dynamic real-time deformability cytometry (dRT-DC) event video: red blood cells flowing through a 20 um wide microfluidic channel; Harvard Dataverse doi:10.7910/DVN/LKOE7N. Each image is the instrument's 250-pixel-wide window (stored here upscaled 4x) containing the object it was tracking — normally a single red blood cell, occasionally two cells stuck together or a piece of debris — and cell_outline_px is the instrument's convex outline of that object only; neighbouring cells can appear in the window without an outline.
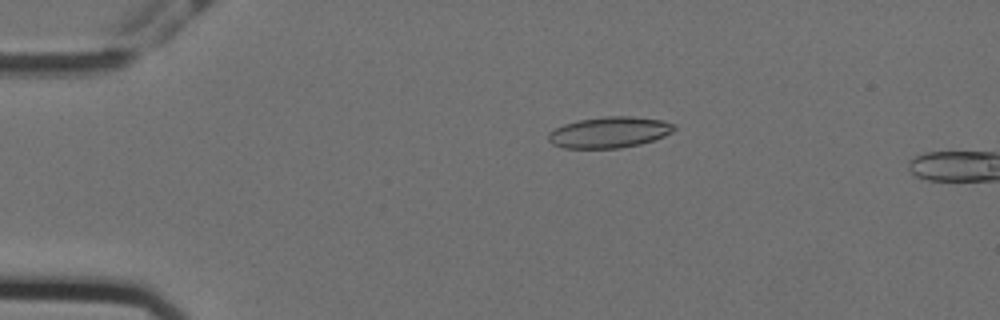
{"species": "Egyptian fruit bat (a non-hibernating species)", "species_latin": "Rousettus aegyptiacus", "temperature_condition": "cold", "stored_images_in_passage": 14, "camera_frame_rate_fps": 3000, "um_per_image_px": 0.085, "animal": {"sex": "female"}, "frame": {"image": 1, "passage_image": 12, "time_ms": 3.667, "image_size_px": [1000, 320], "cell_outline_px": [[676, 128], [672, 132], [664, 136], [640, 144], [620, 148], [564, 148], [552, 144], [548, 140], [548, 132], [564, 124], [580, 120], [604, 116], [632, 116], [664, 120], [676, 124]], "centroid_in_image_um": [51.81, 11.24], "position_along_channel_um": 33.2, "area_um2": 22.83}}